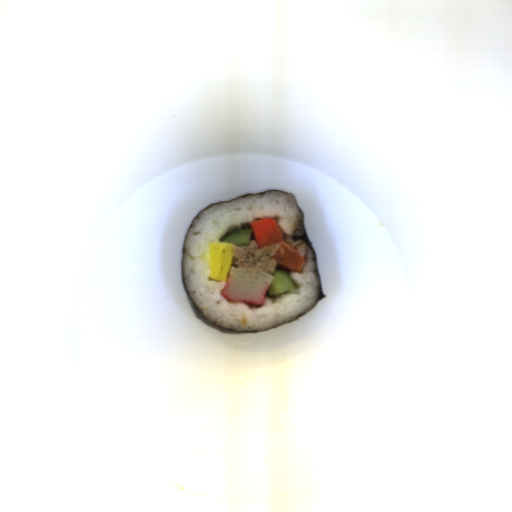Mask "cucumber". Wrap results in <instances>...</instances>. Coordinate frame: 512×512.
<instances>
[{"label": "cucumber", "mask_w": 512, "mask_h": 512, "mask_svg": "<svg viewBox=\"0 0 512 512\" xmlns=\"http://www.w3.org/2000/svg\"><path fill=\"white\" fill-rule=\"evenodd\" d=\"M270 273L274 279L267 291L269 297L280 296L297 288L294 280L285 270L278 269Z\"/></svg>", "instance_id": "8b760119"}, {"label": "cucumber", "mask_w": 512, "mask_h": 512, "mask_svg": "<svg viewBox=\"0 0 512 512\" xmlns=\"http://www.w3.org/2000/svg\"><path fill=\"white\" fill-rule=\"evenodd\" d=\"M250 242H255L252 235L251 228L247 229H233L225 234L219 243H229L232 246L244 247L248 246Z\"/></svg>", "instance_id": "586b57bf"}]
</instances>
